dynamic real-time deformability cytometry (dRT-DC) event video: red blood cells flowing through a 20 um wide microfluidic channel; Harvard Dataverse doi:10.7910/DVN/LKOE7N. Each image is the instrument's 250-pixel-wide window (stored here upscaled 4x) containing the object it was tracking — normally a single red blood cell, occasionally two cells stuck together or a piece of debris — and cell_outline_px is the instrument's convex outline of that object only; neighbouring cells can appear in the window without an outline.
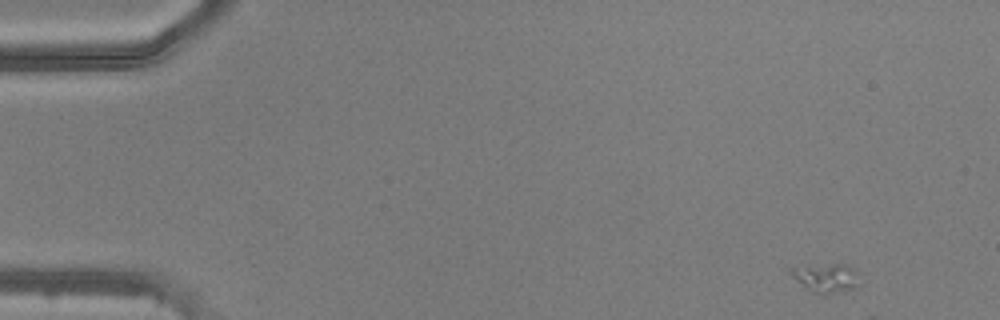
{"species": "common noctule bat (a hibernating species)", "species_latin": "Nyctalus noctula", "temperature_condition": "warm", "stored_images_in_passage": 13, "camera_frame_rate_fps": 3000, "um_per_image_px": 0.085, "animal": {"sex": "male", "body_mass_g": 20.5, "forearm_length_mm": 52.5}, "frame": {"image": 1, "passage_image": 1, "time_ms": 0.0, "image_size_px": [1000, 320], "cell_outline_px": [[860, 284], [856, 288], [824, 296], [812, 292], [792, 276], [788, 272], [792, 268], [832, 264], [844, 264], [852, 268], [856, 272]], "centroid_in_image_um": [70.26, 23.66], "position_along_channel_um": 14.7, "area_um2": 11.44}}